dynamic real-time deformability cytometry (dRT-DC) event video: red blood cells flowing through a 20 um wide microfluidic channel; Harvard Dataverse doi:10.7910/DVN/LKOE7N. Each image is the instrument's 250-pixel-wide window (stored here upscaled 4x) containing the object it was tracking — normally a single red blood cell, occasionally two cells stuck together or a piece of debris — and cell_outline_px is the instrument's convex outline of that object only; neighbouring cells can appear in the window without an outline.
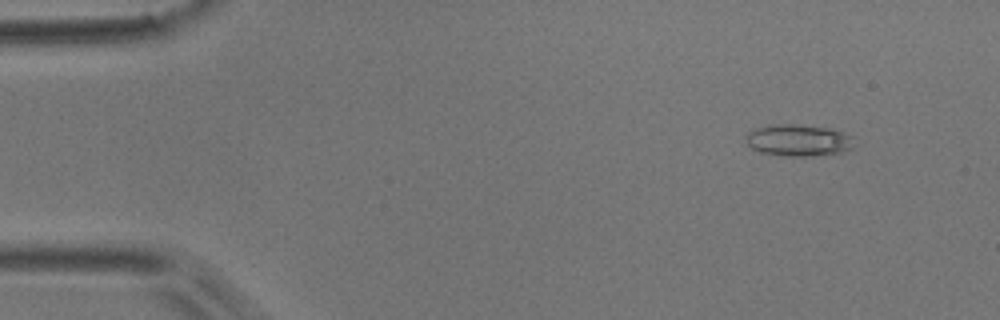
{"species": "common noctule bat (a hibernating species)", "species_latin": "Nyctalus noctula", "temperature_condition": "room temperature", "stored_images_in_passage": 4, "camera_frame_rate_fps": 3000, "um_per_image_px": 0.085, "animal": {"sex": "male", "body_mass_g": 17.9}, "frame": {"image": 1, "passage_image": 2, "time_ms": 1.0, "image_size_px": [1000, 320], "cell_outline_px": [[852, 148], [840, 152], [812, 156], [788, 156], [760, 152], [752, 148], [748, 144], [748, 132], [756, 128], [776, 124], [796, 124], [832, 128], [852, 136]], "centroid_in_image_um": [67.88, 11.92], "position_along_channel_um": 17.1, "area_um2": 19.77}}